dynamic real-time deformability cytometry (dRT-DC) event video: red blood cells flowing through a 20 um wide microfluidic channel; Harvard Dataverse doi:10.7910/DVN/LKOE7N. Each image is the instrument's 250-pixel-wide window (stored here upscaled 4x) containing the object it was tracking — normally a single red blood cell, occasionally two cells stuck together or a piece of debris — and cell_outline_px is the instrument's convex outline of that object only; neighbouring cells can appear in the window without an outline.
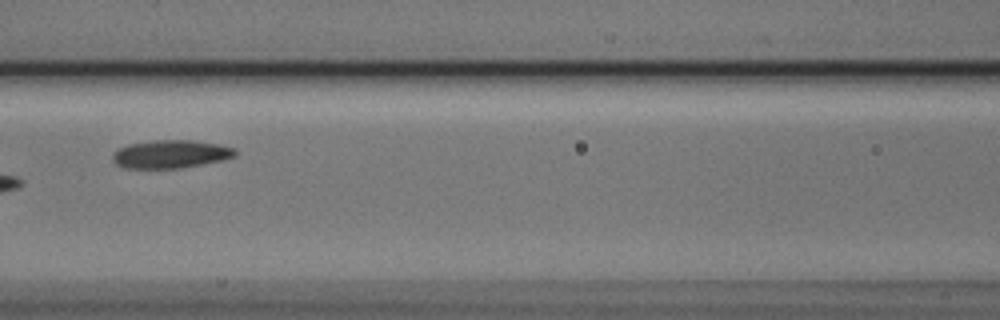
{"species": "Egyptian fruit bat (a non-hibernating species)", "species_latin": "Rousettus aegyptiacus", "temperature_condition": "cold", "stored_images_in_passage": 10, "camera_frame_rate_fps": 3000, "um_per_image_px": 0.085, "animal": {"sex": "male"}, "frame": {"image": 1, "passage_image": 7, "time_ms": 2.0, "image_size_px": [1000, 320], "cell_outline_px": [[236, 156], [224, 160], [180, 168], [124, 168], [116, 164], [112, 160], [112, 152], [128, 144], [152, 140], [192, 140], [216, 144], [236, 148]], "centroid_in_image_um": [14.49, 13.1], "position_along_channel_um": 152.1, "area_um2": 20.17}}
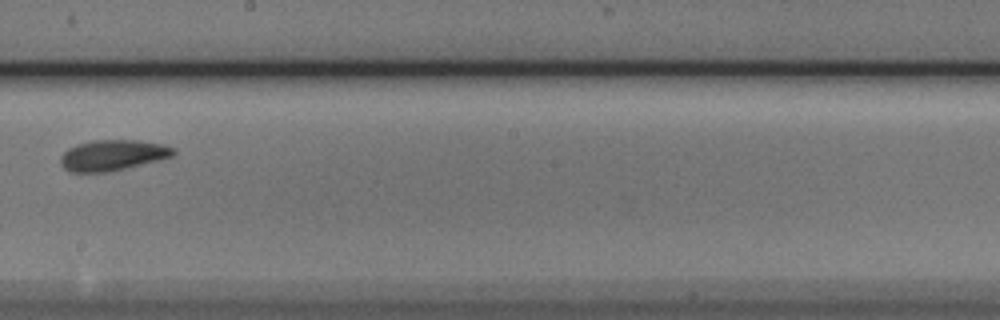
{"frame": {"image": 2, "passage_image": 9, "time_ms": 2.667, "image_size_px": [1000, 320], "cell_outline_px": [[176, 152], [172, 156], [108, 172], [68, 172], [60, 164], [60, 156], [68, 148], [76, 144], [92, 140], [136, 140], [164, 144], [176, 148]], "centroid_in_image_um": [9.54, 13.18], "position_along_channel_um": 238.7, "area_um2": 20.17}}
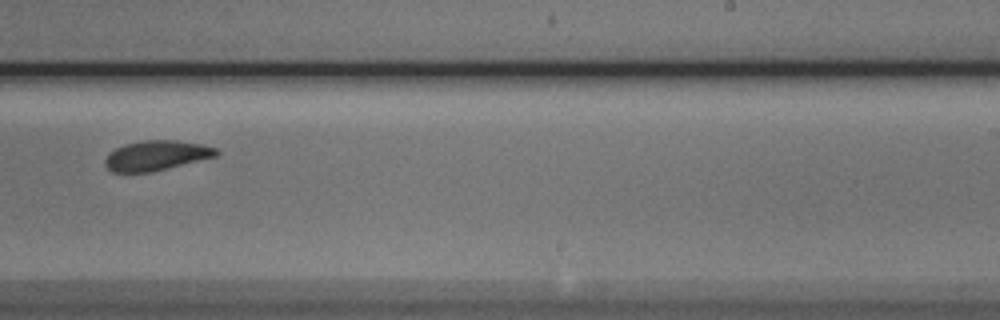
{"frame": {"image": 3, "passage_image": 10, "time_ms": 3.0, "image_size_px": [1000, 320], "cell_outline_px": [[220, 152], [216, 156], [148, 172], [112, 172], [104, 164], [104, 160], [116, 148], [124, 144], [144, 140], [176, 140], [200, 144], [216, 148]], "centroid_in_image_um": [13.27, 13.2], "position_along_channel_um": 275.7, "area_um2": 18.96}}